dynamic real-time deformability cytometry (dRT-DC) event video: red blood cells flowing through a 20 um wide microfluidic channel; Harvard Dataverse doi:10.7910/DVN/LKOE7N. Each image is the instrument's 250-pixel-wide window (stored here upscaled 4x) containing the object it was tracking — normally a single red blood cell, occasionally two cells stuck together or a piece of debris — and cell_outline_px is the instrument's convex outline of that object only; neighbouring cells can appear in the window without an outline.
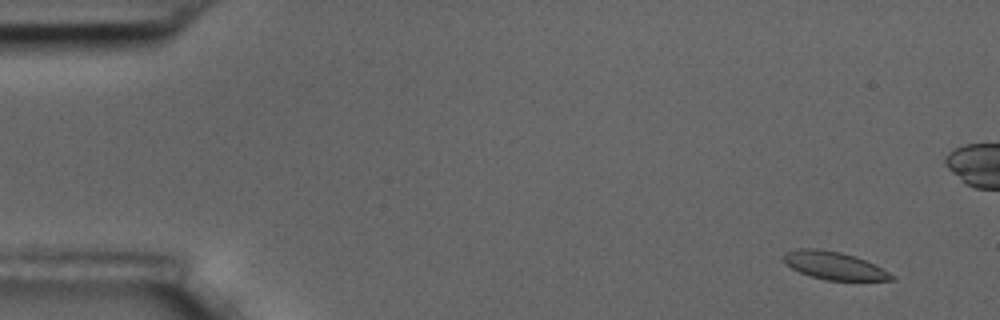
{"species": "common noctule bat (a hibernating species)", "species_latin": "Nyctalus noctula", "temperature_condition": "room temperature", "stored_images_in_passage": 7, "camera_frame_rate_fps": 3000, "um_per_image_px": 0.085, "animal": {"sex": "male", "body_mass_g": 17.5, "forearm_length_mm": 52.3}, "frame": {"image": 1, "passage_image": 1, "time_ms": 0.0, "image_size_px": [1000, 320], "cell_outline_px": [[896, 280], [824, 280], [800, 272], [792, 268], [784, 260], [784, 252], [796, 248], [816, 248], [840, 252], [856, 256], [896, 276]], "centroid_in_image_um": [70.88, 22.56], "position_along_channel_um": 14.1, "area_um2": 17.28}}